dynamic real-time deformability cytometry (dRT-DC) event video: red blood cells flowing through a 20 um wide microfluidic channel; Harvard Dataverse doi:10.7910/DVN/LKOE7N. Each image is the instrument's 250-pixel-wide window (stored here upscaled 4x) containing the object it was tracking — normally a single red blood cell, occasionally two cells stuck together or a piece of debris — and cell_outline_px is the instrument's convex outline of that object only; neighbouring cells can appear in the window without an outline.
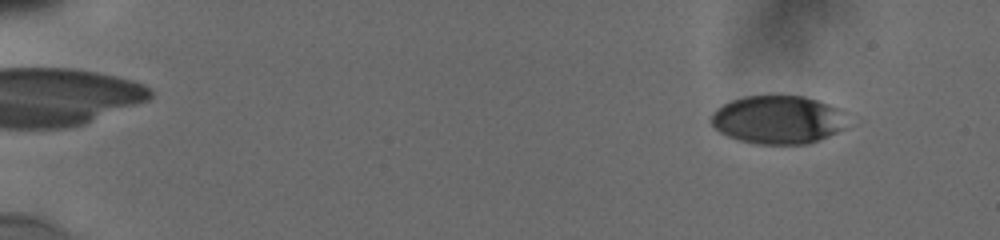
{"species": "human", "species_latin": "Homo sapiens", "temperature_condition": "cold", "stored_images_in_passage": 62, "camera_frame_rate_fps": 3000, "um_per_image_px": 0.085, "donor": {"sex": "male"}, "frame": {"image": 1, "passage_image": 6, "time_ms": 1.667, "image_size_px": [1000, 240], "cell_outline_px": [[844, 112], [840, 128], [836, 132], [828, 136], [804, 144], [756, 144], [740, 140], [728, 136], [720, 132], [708, 120], [712, 112], [716, 108], [732, 100], [744, 96], [772, 92], [804, 96], [840, 108]], "centroid_in_image_um": [66.03, 10.12], "position_along_channel_um": 19.0, "area_um2": 38.73}}
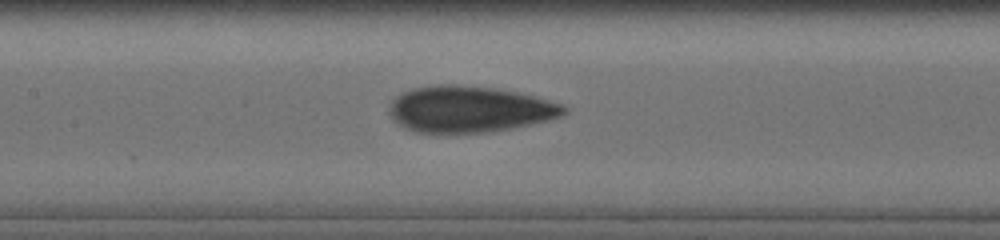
{"frame": {"image": 2, "passage_image": 29, "time_ms": 9.333, "image_size_px": [1000, 240], "cell_outline_px": [[568, 112], [560, 116], [548, 120], [512, 128], [484, 132], [416, 132], [404, 128], [392, 120], [392, 100], [396, 96], [404, 92], [416, 88], [436, 84], [456, 84], [496, 88], [516, 92], [564, 104], [568, 108]], "centroid_in_image_um": [39.93, 9.27], "position_along_channel_um": 167.5, "area_um2": 46.7}}
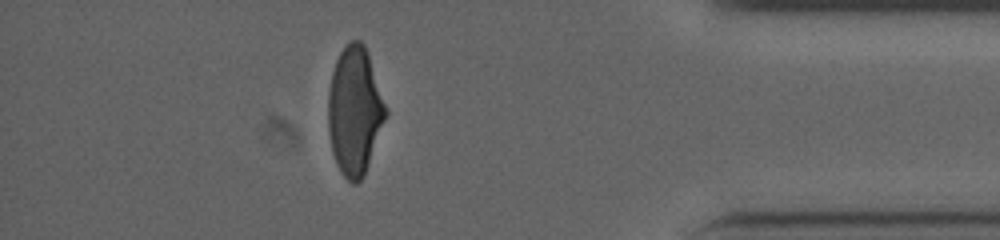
{"frame": {"image": 3, "passage_image": 49, "time_ms": 16.333, "image_size_px": [1000, 240], "cell_outline_px": [[388, 112], [364, 176], [356, 184], [352, 184], [340, 172], [336, 164], [332, 152], [328, 132], [328, 92], [332, 72], [336, 60], [340, 52], [352, 40], [360, 40], [364, 44], [368, 52]], "centroid_in_image_um": [30.14, 9.44], "position_along_channel_um": 405.1, "area_um2": 43.0}, "authors_computed_cell_mechanics": {"area_um2": 43.2922, "velocity_mm_per_s": 3.8373, "shape_relaxation_time_tau1_ms": 5.5075, "shape_relaxation_time_tau2_ms": 1.3175, "deformation_change_tau1": 0.1794, "deformation_change_tau2": 0.079}}